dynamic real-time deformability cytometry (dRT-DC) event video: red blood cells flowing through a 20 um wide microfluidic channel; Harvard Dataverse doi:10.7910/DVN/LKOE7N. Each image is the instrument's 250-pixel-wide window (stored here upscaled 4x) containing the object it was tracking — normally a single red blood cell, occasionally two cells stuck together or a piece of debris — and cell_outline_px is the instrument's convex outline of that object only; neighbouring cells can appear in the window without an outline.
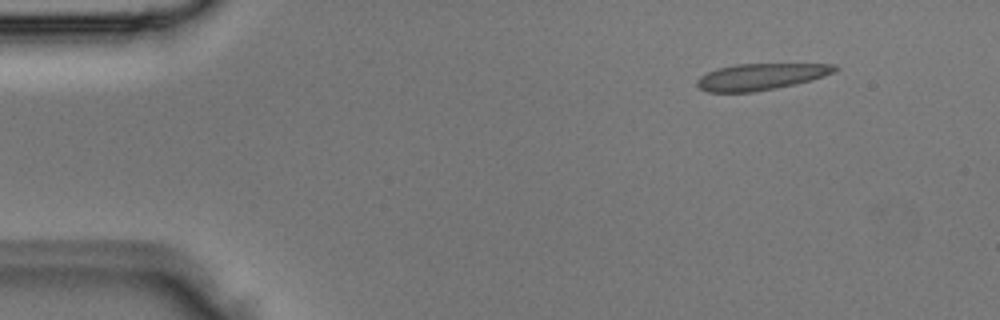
{"species": "Egyptian fruit bat (a non-hibernating species)", "species_latin": "Rousettus aegyptiacus", "temperature_condition": "room temperature", "stored_images_in_passage": 4, "segment_of_instrument_passage": [2, 2], "camera_frame_rate_fps": 3000, "um_per_image_px": 0.085, "animal": {"sex": "male"}, "frame": {"image": 1, "passage_image": 4, "time_ms": 1.0, "image_size_px": [1000, 320], "cell_outline_px": [[840, 68], [832, 72], [812, 80], [796, 84], [776, 88], [752, 92], [708, 92], [700, 88], [696, 84], [696, 80], [700, 76], [716, 68], [736, 64], [836, 64]], "centroid_in_image_um": [64.65, 6.52], "position_along_channel_um": 20.4, "area_um2": 21.21}}